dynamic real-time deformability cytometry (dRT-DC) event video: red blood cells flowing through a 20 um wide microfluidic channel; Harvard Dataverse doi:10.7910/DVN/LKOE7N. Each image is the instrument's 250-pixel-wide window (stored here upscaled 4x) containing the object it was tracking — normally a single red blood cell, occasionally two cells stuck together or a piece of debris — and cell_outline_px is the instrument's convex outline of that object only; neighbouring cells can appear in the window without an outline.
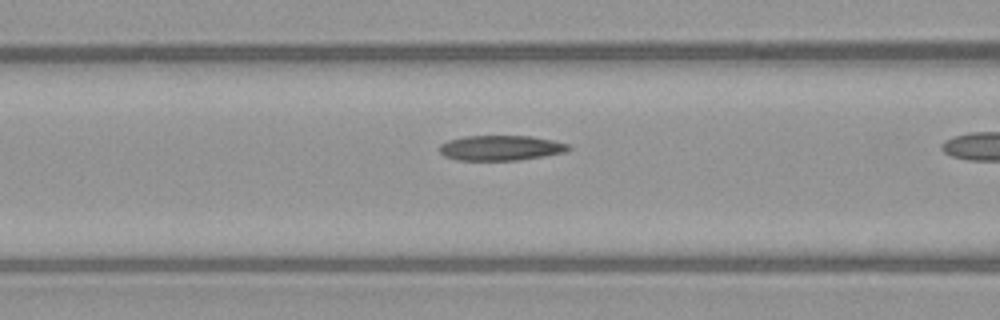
{"species": "common noctule bat (a hibernating species)", "species_latin": "Nyctalus noctula", "temperature_condition": "warm", "stored_images_in_passage": 14, "camera_frame_rate_fps": 3000, "um_per_image_px": 0.085, "animal": {"sex": "female", "body_mass_g": 21.9}, "frame": {"image": 1, "passage_image": 10, "time_ms": 3.0, "image_size_px": [1000, 320], "cell_outline_px": [[572, 148], [564, 152], [544, 156], [520, 160], [456, 160], [444, 156], [440, 152], [440, 144], [448, 140], [464, 136], [532, 136], [552, 140], [568, 144]], "centroid_in_image_um": [42.55, 12.57], "position_along_channel_um": 124.0, "area_um2": 18.9}}